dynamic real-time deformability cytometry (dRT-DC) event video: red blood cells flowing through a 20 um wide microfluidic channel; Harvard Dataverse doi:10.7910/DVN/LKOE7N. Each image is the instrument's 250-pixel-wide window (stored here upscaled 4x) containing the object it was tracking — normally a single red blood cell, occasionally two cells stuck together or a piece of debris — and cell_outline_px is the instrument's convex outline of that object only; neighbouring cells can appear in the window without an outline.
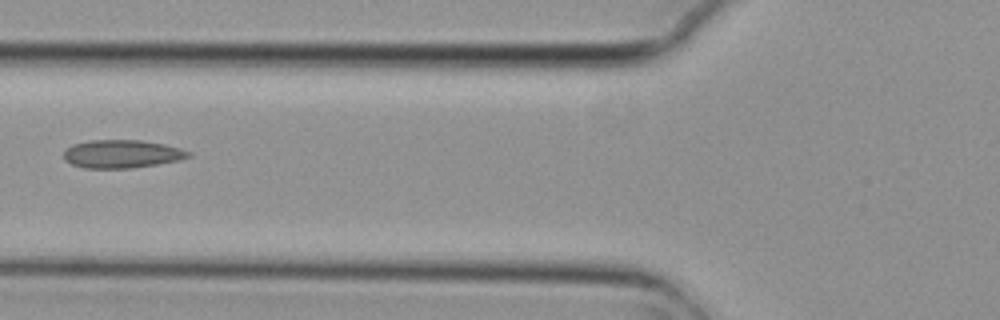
{"species": "common noctule bat (a hibernating species)", "species_latin": "Nyctalus noctula", "temperature_condition": "cold", "stored_images_in_passage": 7, "camera_frame_rate_fps": 3000, "um_per_image_px": 0.085, "animal": {"sex": "female", "body_mass_g": 29.2, "forearm_length_mm": 56.3}, "frame": {"image": 1, "passage_image": 6, "time_ms": 1.667, "image_size_px": [1000, 320], "cell_outline_px": [[192, 156], [180, 160], [132, 168], [84, 168], [72, 164], [64, 160], [64, 152], [72, 144], [92, 140], [140, 140], [164, 144], [180, 148], [192, 152]], "centroid_in_image_um": [10.38, 13.08], "position_along_channel_um": 115.4, "area_um2": 20.46}}
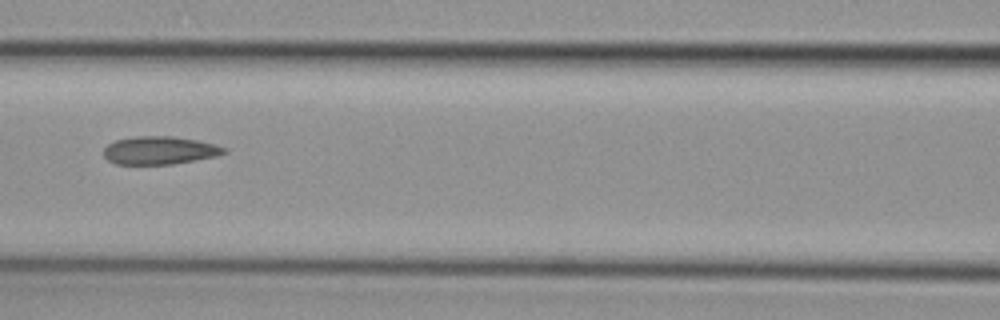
{"frame": {"image": 2, "passage_image": 7, "time_ms": 2.0, "image_size_px": [1000, 320], "cell_outline_px": [[228, 152], [216, 156], [196, 160], [172, 164], [116, 164], [108, 160], [104, 156], [104, 148], [108, 144], [116, 140], [136, 136], [172, 136], [196, 140], [216, 144], [228, 148]], "centroid_in_image_um": [13.6, 12.78], "position_along_channel_um": 153.0, "area_um2": 19.71}}